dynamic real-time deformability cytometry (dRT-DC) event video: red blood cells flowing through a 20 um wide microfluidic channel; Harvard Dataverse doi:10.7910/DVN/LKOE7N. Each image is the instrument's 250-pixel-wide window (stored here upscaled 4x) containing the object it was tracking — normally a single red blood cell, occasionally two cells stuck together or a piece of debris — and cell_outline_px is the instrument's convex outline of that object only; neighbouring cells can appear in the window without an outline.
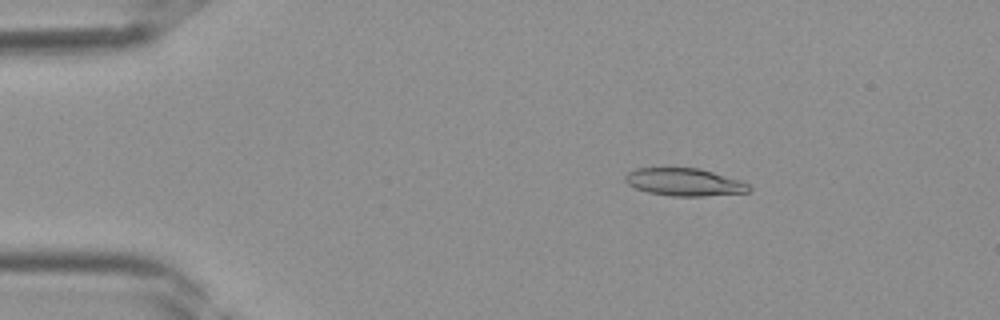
{"species": "Egyptian fruit bat (a non-hibernating species)", "species_latin": "Rousettus aegyptiacus", "temperature_condition": "room temperature", "stored_images_in_passage": 39, "camera_frame_rate_fps": 3000, "um_per_image_px": 0.085, "frame": {"image": 1, "passage_image": 7, "time_ms": 2.0, "image_size_px": [1000, 320], "cell_outline_px": [[752, 192], [704, 196], [672, 196], [648, 192], [636, 188], [628, 184], [624, 180], [624, 176], [628, 172], [636, 168], [700, 168], [740, 180], [748, 184], [752, 188]], "centroid_in_image_um": [58.19, 15.48], "position_along_channel_um": 26.8, "area_um2": 20.0}}
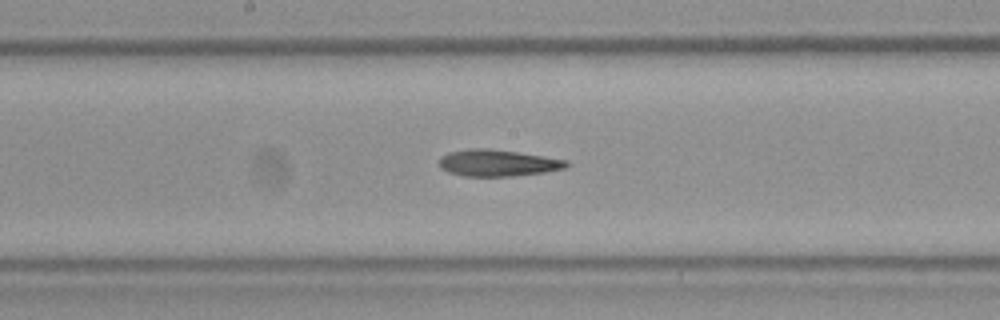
{"frame": {"image": 2, "passage_image": 21, "time_ms": 6.667, "image_size_px": [1000, 320], "cell_outline_px": [[572, 164], [568, 168], [544, 172], [512, 176], [464, 176], [448, 172], [440, 168], [436, 160], [440, 156], [448, 152], [468, 148], [488, 148], [544, 156], [568, 160]], "centroid_in_image_um": [42.29, 13.84], "position_along_channel_um": 205.9, "area_um2": 20.11}}
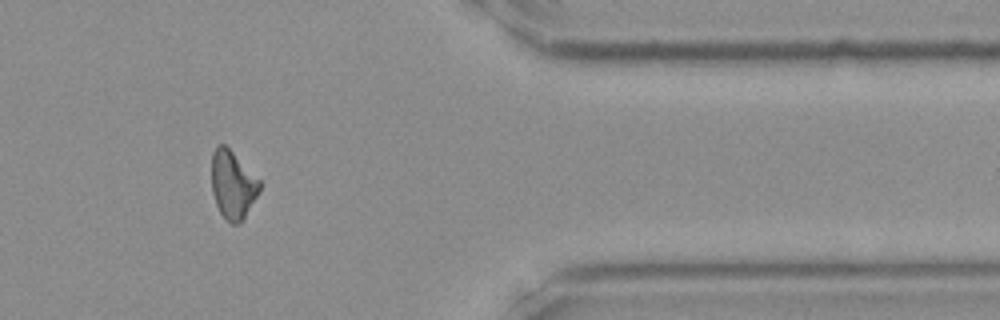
{"frame": {"image": 3, "passage_image": 33, "time_ms": 10.667, "image_size_px": [1000, 320], "cell_outline_px": [[260, 188], [244, 220], [236, 224], [232, 224], [220, 212], [216, 204], [212, 192], [212, 152], [216, 144], [224, 144], [260, 180]], "centroid_in_image_um": [19.77, 15.7], "position_along_channel_um": 391.6, "area_um2": 18.79}}